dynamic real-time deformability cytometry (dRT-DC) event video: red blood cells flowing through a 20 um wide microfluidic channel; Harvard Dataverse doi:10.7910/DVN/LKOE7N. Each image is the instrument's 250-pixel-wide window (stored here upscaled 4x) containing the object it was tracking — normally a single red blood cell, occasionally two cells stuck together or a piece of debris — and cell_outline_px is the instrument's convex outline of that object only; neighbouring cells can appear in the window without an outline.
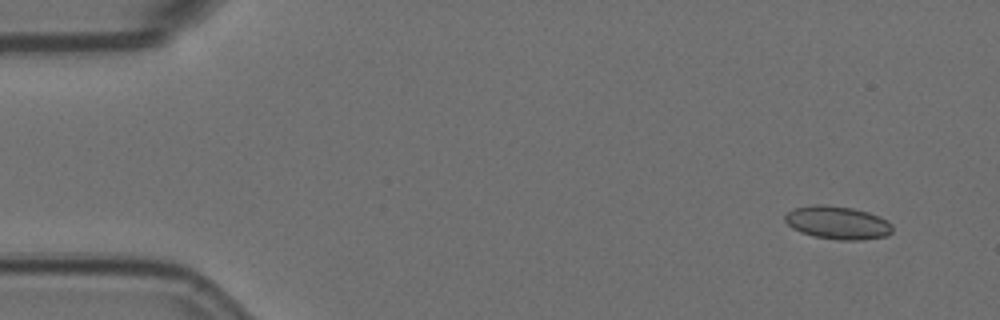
{"species": "Egyptian fruit bat (a non-hibernating species)", "species_latin": "Rousettus aegyptiacus", "temperature_condition": "room temperature", "stored_images_in_passage": 11, "segment_of_instrument_passage": [1, 2], "camera_frame_rate_fps": 3000, "um_per_image_px": 0.085, "animal": {"sex": "female"}, "frame": {"image": 1, "passage_image": 1, "time_ms": 0.0, "image_size_px": [1000, 320], "cell_outline_px": [[892, 232], [884, 236], [860, 240], [840, 240], [816, 236], [800, 232], [792, 228], [784, 220], [784, 216], [792, 208], [812, 204], [824, 204], [852, 208], [868, 212], [880, 216], [888, 220], [892, 224]], "centroid_in_image_um": [71.18, 18.91], "position_along_channel_um": 13.8, "area_um2": 20.81}}
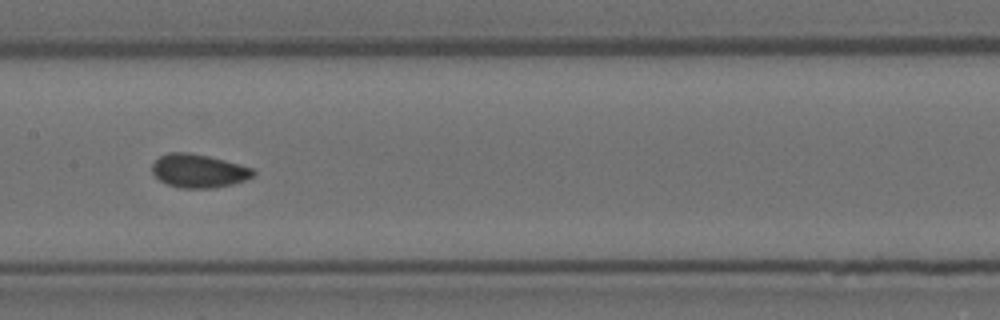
{"frame": {"image": 2, "passage_image": 8, "time_ms": 2.333, "image_size_px": [1000, 320], "cell_outline_px": [[256, 172], [252, 176], [244, 180], [232, 184], [212, 188], [180, 188], [168, 184], [160, 180], [152, 172], [152, 164], [160, 156], [168, 152], [188, 152], [208, 156], [224, 160], [252, 168]], "centroid_in_image_um": [16.86, 14.52], "position_along_channel_um": 190.5, "area_um2": 19.54}}
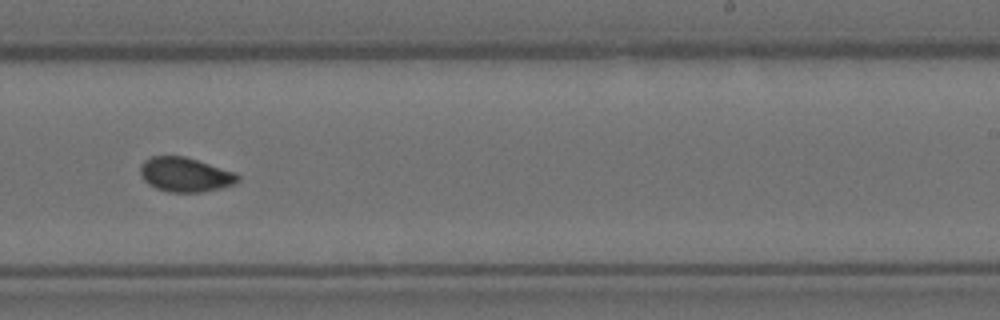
{"frame": {"image": 3, "passage_image": 10, "time_ms": 3.0, "image_size_px": [1000, 320], "cell_outline_px": [[240, 180], [236, 184], [220, 188], [200, 192], [168, 192], [156, 188], [148, 184], [144, 180], [140, 172], [140, 168], [144, 160], [152, 156], [184, 156], [236, 172], [240, 176]], "centroid_in_image_um": [15.76, 14.84], "position_along_channel_um": 273.2, "area_um2": 19.59}}